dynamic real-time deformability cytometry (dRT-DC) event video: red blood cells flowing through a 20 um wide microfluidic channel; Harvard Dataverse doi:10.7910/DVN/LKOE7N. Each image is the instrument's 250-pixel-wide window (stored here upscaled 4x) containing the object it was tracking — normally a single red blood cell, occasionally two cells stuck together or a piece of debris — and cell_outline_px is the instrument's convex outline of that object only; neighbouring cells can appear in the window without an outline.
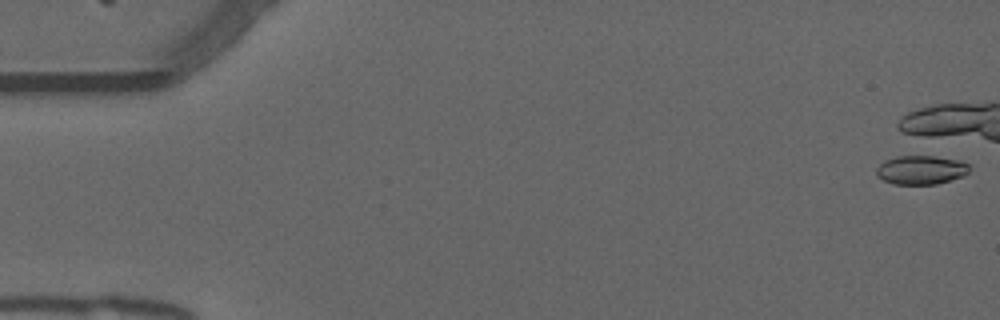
{"species": "common noctule bat (a hibernating species)", "species_latin": "Nyctalus noctula", "temperature_condition": "warm", "stored_images_in_passage": 1, "camera_frame_rate_fps": 3000, "um_per_image_px": 0.085, "animal": {"sex": "male", "forearm_length_mm": 52.5}, "frame": {"image": 1, "passage_image": 1, "time_ms": 0.0, "image_size_px": [1000, 320], "cell_outline_px": [[968, 172], [964, 176], [936, 184], [892, 184], [876, 176], [876, 168], [884, 160], [896, 156], [924, 152], [928, 152], [956, 160], [968, 164]], "centroid_in_image_um": [78.26, 14.38], "position_along_channel_um": 6.7, "area_um2": 16.42}}